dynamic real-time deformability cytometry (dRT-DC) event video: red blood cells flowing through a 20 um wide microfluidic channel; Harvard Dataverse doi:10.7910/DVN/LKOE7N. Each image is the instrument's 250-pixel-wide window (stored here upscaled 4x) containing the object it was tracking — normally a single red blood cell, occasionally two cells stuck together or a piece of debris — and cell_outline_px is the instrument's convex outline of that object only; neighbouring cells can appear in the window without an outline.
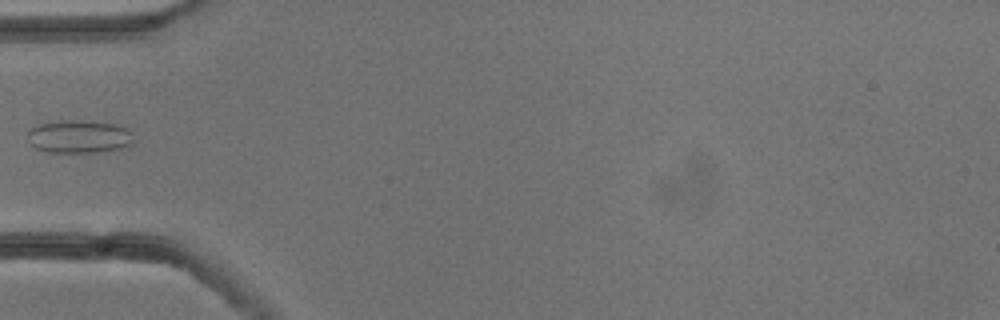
{"species": "common noctule bat (a hibernating species)", "species_latin": "Nyctalus noctula", "temperature_condition": "cold", "stored_images_in_passage": 6, "camera_frame_rate_fps": 3000, "um_per_image_px": 0.085, "animal": {"sex": "male", "body_mass_g": 13.3}, "frame": {"image": 1, "passage_image": 5, "time_ms": 1.333, "image_size_px": [1000, 320], "cell_outline_px": [[136, 140], [120, 148], [96, 152], [48, 152], [36, 148], [32, 144], [28, 132], [32, 128], [40, 124], [64, 120], [80, 120], [116, 124], [128, 128], [132, 132]], "centroid_in_image_um": [6.78, 11.6], "position_along_channel_um": 78.2, "area_um2": 20.17}}